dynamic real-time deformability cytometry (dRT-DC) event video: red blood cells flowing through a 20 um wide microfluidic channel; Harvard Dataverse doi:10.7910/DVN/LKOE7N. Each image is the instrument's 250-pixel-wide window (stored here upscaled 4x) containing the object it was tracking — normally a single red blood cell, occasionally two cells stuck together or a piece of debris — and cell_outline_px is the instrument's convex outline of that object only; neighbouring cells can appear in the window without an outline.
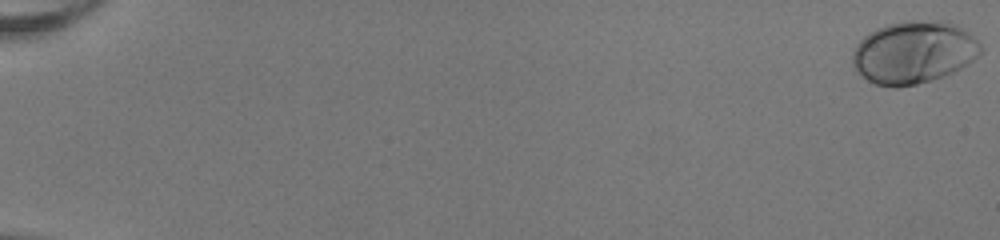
{"species": "human", "species_latin": "Homo sapiens", "temperature_condition": "room temperature", "stored_images_in_passage": 54, "camera_frame_rate_fps": 3000, "um_per_image_px": 0.085, "donor": {"sex": "female"}, "frame": {"image": 1, "passage_image": 1, "time_ms": 0.0, "image_size_px": [1000, 240], "cell_outline_px": [[984, 52], [980, 56], [968, 64], [944, 76], [932, 80], [916, 84], [896, 88], [892, 88], [876, 84], [868, 80], [852, 64], [852, 52], [856, 44], [864, 36], [876, 28], [888, 24], [904, 20], [948, 20], [956, 24], [968, 32], [984, 48]], "centroid_in_image_um": [77.7, 4.43], "position_along_channel_um": 7.3, "area_um2": 47.16}}
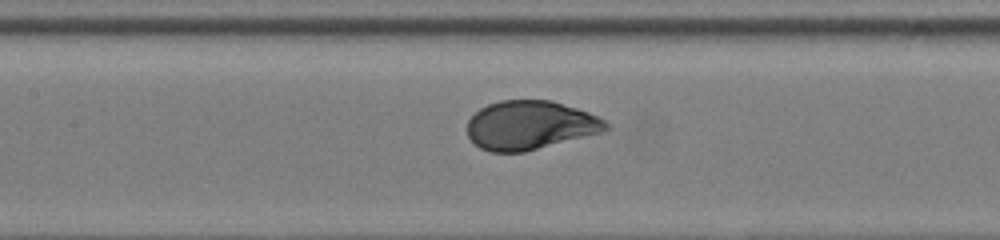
{"frame": {"image": 2, "passage_image": 28, "time_ms": 9.0, "image_size_px": [1000, 240], "cell_outline_px": [[612, 128], [604, 132], [524, 152], [492, 152], [480, 148], [468, 136], [468, 120], [480, 108], [488, 104], [500, 100], [552, 100], [588, 112], [612, 124]], "centroid_in_image_um": [45.1, 10.64], "position_along_channel_um": 162.3, "area_um2": 39.59}}
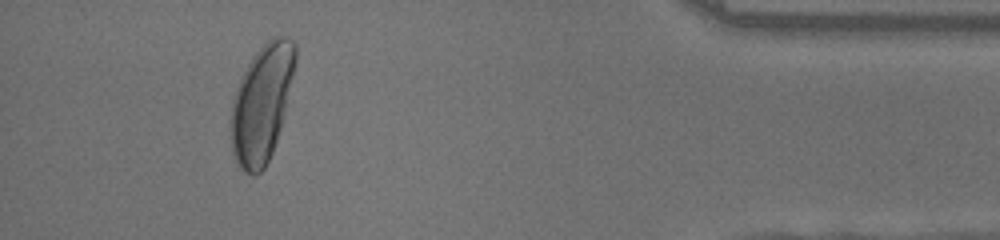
{"frame": {"image": 3, "passage_image": 50, "time_ms": 16.333, "image_size_px": [1000, 240], "cell_outline_px": [[296, 60], [280, 128], [272, 152], [264, 168], [256, 176], [252, 176], [244, 172], [240, 168], [232, 152], [232, 96], [240, 76], [252, 56], [272, 36], [284, 36], [292, 40], [296, 44]], "centroid_in_image_um": [22.23, 8.76], "position_along_channel_um": 413.0, "area_um2": 43.58}, "authors_computed_cell_mechanics": {"area_um2": 40.9802, "velocity_mm_per_s": 4.0143, "shape_relaxation_time_tau1_ms": 2.1874, "shape_relaxation_time_tau2_ms": null, "deformation_change_tau1": 0.1656, "deformation_change_tau2": null}}